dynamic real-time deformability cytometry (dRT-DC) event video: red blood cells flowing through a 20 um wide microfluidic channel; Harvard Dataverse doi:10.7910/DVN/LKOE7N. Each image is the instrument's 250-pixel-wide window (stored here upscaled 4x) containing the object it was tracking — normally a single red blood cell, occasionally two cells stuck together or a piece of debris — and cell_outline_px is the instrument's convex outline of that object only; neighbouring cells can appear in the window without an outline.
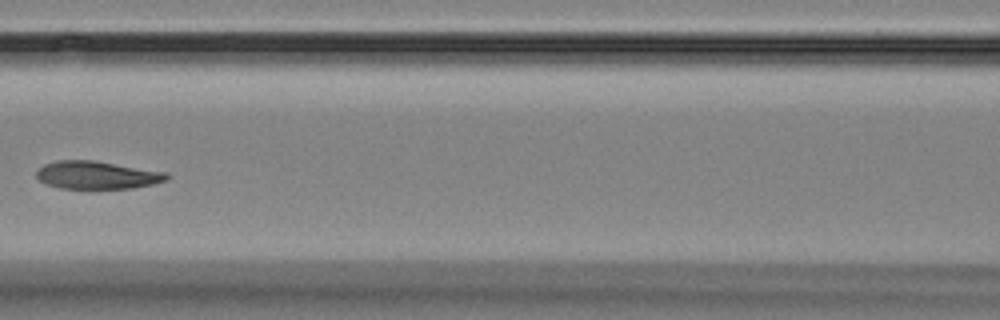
{"species": "Egyptian fruit bat (a non-hibernating species)", "species_latin": "Rousettus aegyptiacus", "temperature_condition": "room temperature", "stored_images_in_passage": 5, "camera_frame_rate_fps": 3000, "um_per_image_px": 0.085, "animal": {"sex": "female"}, "frame": {"image": 1, "passage_image": 5, "time_ms": 4.667, "image_size_px": [1000, 320], "cell_outline_px": [[172, 176], [168, 180], [152, 184], [132, 188], [60, 188], [44, 184], [36, 176], [36, 172], [44, 164], [56, 160], [92, 160], [168, 172]], "centroid_in_image_um": [8.27, 14.88], "position_along_channel_um": 158.3, "area_um2": 21.21}}